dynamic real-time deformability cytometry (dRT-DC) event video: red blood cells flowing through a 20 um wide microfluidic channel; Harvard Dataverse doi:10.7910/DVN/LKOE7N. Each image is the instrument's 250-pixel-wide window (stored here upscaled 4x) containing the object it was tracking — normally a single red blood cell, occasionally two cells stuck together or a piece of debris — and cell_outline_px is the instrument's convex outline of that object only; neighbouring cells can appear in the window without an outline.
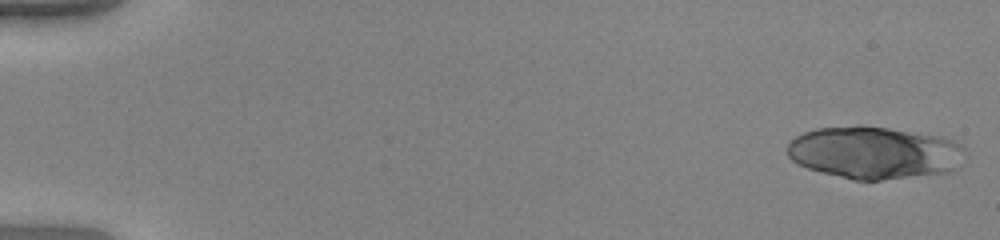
{"species": "human", "species_latin": "Homo sapiens", "temperature_condition": "warm", "stored_images_in_passage": 21, "camera_frame_rate_fps": 3000, "um_per_image_px": 0.085, "donor": {"sex": "female"}, "frame": {"image": 1, "passage_image": 1, "time_ms": 0.0, "image_size_px": [1000, 240], "cell_outline_px": [[968, 152], [956, 168], [948, 172], [880, 180], [852, 180], [808, 168], [792, 160], [788, 156], [788, 144], [796, 136], [804, 132], [816, 128], [856, 124], [860, 124], [944, 136], [960, 144]], "centroid_in_image_um": [74.35, 12.95], "position_along_channel_um": 10.7, "area_um2": 54.68}}
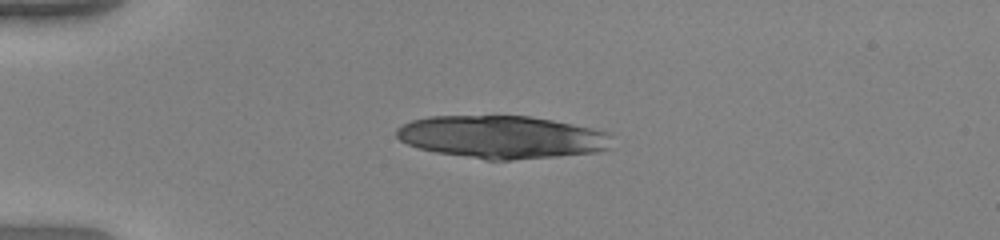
{"frame": {"image": 2, "passage_image": 13, "time_ms": 4.0, "image_size_px": [1000, 240], "cell_outline_px": [[612, 148], [600, 152], [556, 156], [508, 160], [488, 160], [436, 152], [420, 148], [408, 144], [400, 140], [396, 136], [396, 128], [412, 120], [428, 116], [532, 116], [592, 128], [608, 132], [612, 136]], "centroid_in_image_um": [42.7, 11.65], "position_along_channel_um": 42.3, "area_um2": 53.75}}